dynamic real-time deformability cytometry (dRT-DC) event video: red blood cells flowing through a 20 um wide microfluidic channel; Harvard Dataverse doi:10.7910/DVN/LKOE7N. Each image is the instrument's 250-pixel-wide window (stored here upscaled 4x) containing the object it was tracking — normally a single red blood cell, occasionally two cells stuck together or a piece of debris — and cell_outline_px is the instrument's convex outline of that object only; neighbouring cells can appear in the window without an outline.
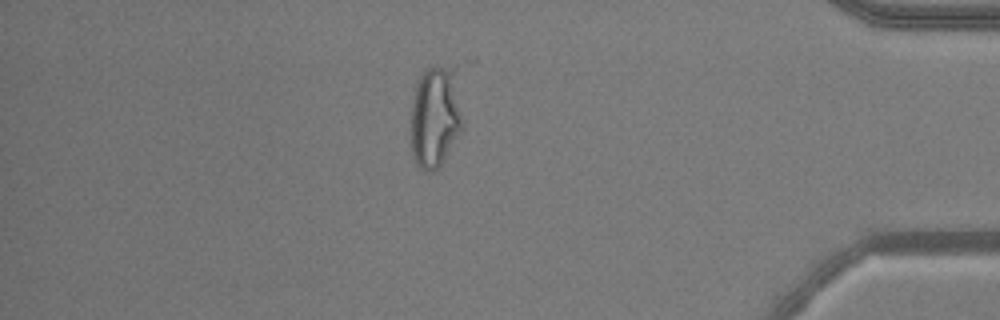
{"species": "common noctule bat (a hibernating species)", "species_latin": "Nyctalus noctula", "temperature_condition": "warm", "stored_images_in_passage": 51, "camera_frame_rate_fps": 3000, "um_per_image_px": 0.085, "animal": {"sex": "male", "body_mass_g": 20.5, "forearm_length_mm": 52.5}, "frame": {"image": 1, "passage_image": 44, "time_ms": 14.333, "image_size_px": [1000, 320], "cell_outline_px": [[480, 60], [464, 128], [440, 164], [432, 172], [424, 172], [416, 164], [412, 156], [412, 104], [416, 84], [420, 76], [428, 68], [476, 56]], "centroid_in_image_um": [37.49, 9.35], "position_along_channel_um": 397.7, "area_um2": 37.8}}